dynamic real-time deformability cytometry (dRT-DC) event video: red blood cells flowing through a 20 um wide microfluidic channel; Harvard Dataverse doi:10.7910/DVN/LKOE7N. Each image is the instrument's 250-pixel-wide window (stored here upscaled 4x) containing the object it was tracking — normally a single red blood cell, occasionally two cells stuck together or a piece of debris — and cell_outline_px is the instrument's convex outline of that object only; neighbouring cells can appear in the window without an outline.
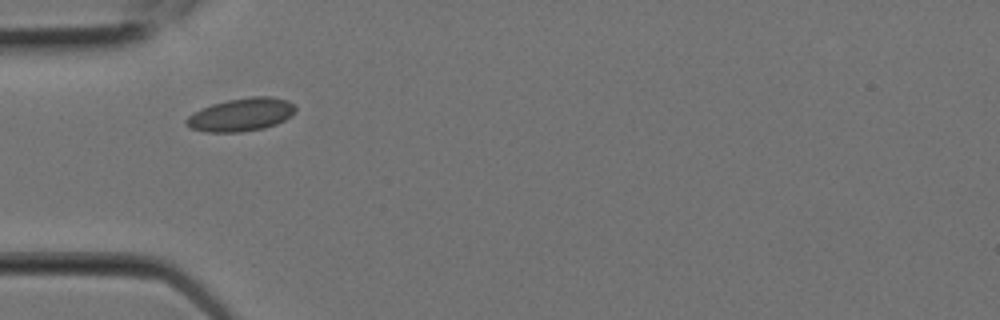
{"species": "Egyptian fruit bat (a non-hibernating species)", "species_latin": "Rousettus aegyptiacus", "temperature_condition": "room temperature", "stored_images_in_passage": 2, "camera_frame_rate_fps": 3000, "um_per_image_px": 0.085, "animal": {"sex": "female"}, "frame": {"image": 1, "passage_image": 1, "time_ms": 0.0, "image_size_px": [1000, 320], "cell_outline_px": [[296, 112], [292, 116], [276, 124], [264, 128], [240, 132], [204, 132], [192, 128], [184, 124], [184, 120], [192, 112], [212, 104], [228, 100], [252, 96], [272, 96], [288, 100], [296, 108]], "centroid_in_image_um": [20.5, 9.74], "position_along_channel_um": 64.5, "area_um2": 21.21}}
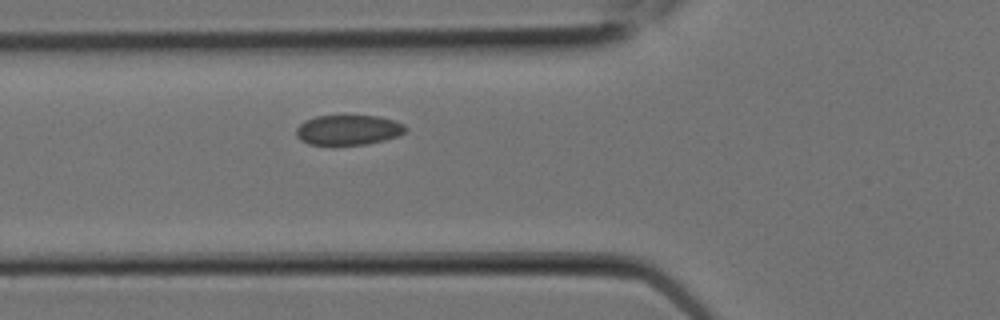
{"frame": {"image": 2, "passage_image": 2, "time_ms": 0.333, "image_size_px": [1000, 320], "cell_outline_px": [[408, 128], [404, 132], [396, 136], [384, 140], [364, 144], [308, 144], [300, 140], [296, 136], [296, 128], [304, 120], [316, 116], [380, 116], [404, 124]], "centroid_in_image_um": [29.58, 11.03], "position_along_channel_um": 96.2, "area_um2": 18.96}}